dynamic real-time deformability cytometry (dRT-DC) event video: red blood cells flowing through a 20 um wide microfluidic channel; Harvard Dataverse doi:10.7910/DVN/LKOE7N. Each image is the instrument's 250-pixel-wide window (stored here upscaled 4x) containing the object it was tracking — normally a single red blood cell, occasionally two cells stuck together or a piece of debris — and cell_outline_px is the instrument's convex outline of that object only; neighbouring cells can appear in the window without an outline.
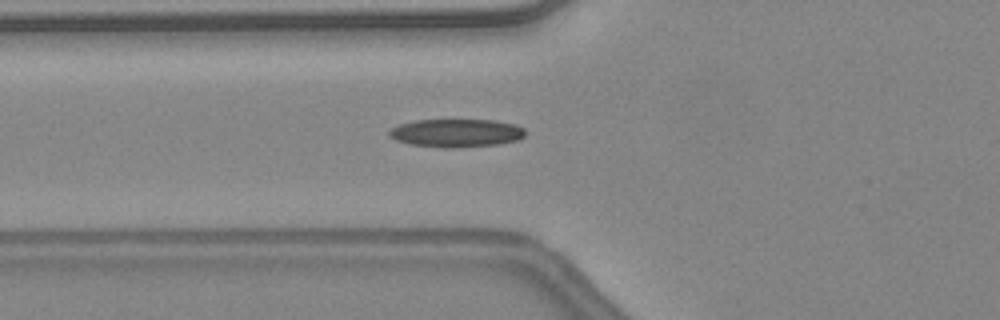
{"species": "common noctule bat (a hibernating species)", "species_latin": "Nyctalus noctula", "temperature_condition": "warm", "stored_images_in_passage": 40, "camera_frame_rate_fps": 3000, "um_per_image_px": 0.085, "animal": {"sex": "female", "body_mass_g": 24.6, "forearm_length_mm": 56.2}, "frame": {"image": 1, "passage_image": 12, "time_ms": 3.667, "image_size_px": [1000, 320], "cell_outline_px": [[524, 136], [520, 140], [496, 144], [456, 148], [444, 148], [412, 144], [396, 140], [388, 136], [388, 132], [392, 128], [400, 124], [416, 120], [496, 120], [516, 124], [524, 128]], "centroid_in_image_um": [38.81, 11.3], "position_along_channel_um": 87.0, "area_um2": 22.37}, "authors_computed_cell_mechanics": {"area_um2": 20.9236, "velocity_mm_per_s": 4.5604, "shape_relaxation_time_tau1_ms": 9.0986, "shape_relaxation_time_tau2_ms": 3.5547, "deformation_change_tau1": 0.2429, "deformation_change_tau2": 0.117}}